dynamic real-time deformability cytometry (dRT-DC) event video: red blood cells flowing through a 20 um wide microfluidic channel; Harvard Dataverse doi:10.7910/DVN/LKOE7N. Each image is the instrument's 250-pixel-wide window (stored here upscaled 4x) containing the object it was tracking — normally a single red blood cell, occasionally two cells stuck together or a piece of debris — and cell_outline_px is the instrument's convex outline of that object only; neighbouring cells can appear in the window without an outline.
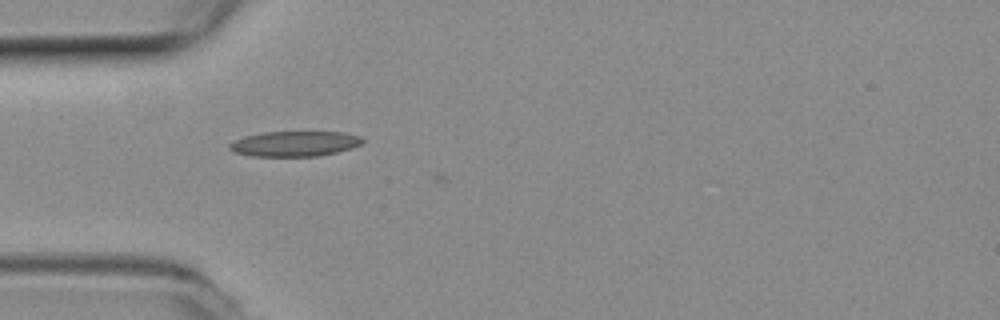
{"species": "common noctule bat (a hibernating species)", "species_latin": "Nyctalus noctula", "temperature_condition": "room temperature", "stored_images_in_passage": 5, "camera_frame_rate_fps": 3000, "um_per_image_px": 0.085, "animal": {"sex": "female", "body_mass_g": 19.3, "forearm_length_mm": 54.1}, "frame": {"image": 1, "passage_image": 2, "time_ms": 0.333, "image_size_px": [1000, 320], "cell_outline_px": [[364, 140], [360, 144], [352, 148], [320, 156], [252, 156], [232, 152], [228, 148], [228, 144], [244, 136], [264, 132], [340, 132], [360, 136]], "centroid_in_image_um": [25.01, 12.22], "position_along_channel_um": 60.0, "area_um2": 19.54}}